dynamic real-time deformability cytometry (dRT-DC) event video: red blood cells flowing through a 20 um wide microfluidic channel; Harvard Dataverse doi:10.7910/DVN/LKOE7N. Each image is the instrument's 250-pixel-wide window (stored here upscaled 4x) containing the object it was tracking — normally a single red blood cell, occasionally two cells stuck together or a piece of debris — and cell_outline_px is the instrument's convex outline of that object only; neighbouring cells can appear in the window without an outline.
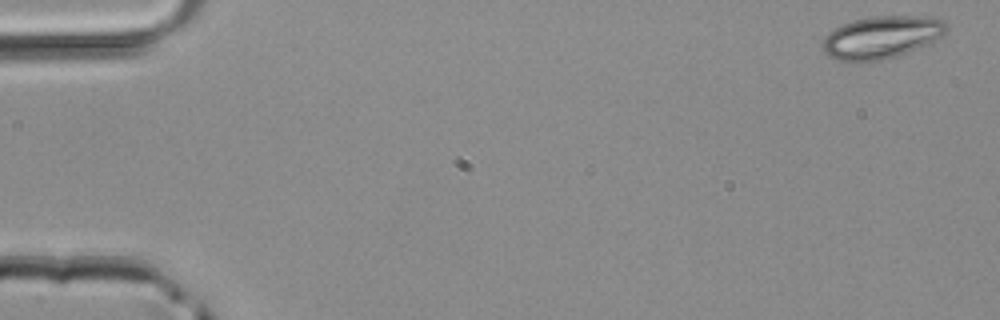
{"species": "common noctule bat (a hibernating species)", "species_latin": "Nyctalus noctula", "temperature_condition": "room temperature", "stored_images_in_passage": 4, "camera_frame_rate_fps": 3000, "um_per_image_px": 0.085, "animal": {"sex": "male", "body_mass_g": 20.4}, "frame": {"image": 1, "passage_image": 1, "time_ms": 0.0, "image_size_px": [1000, 320], "cell_outline_px": [[948, 28], [940, 36], [928, 44], [896, 56], [880, 60], [836, 60], [824, 52], [820, 44], [824, 36], [836, 28], [844, 24], [868, 16], [924, 16], [944, 20], [948, 24]], "centroid_in_image_um": [74.92, 3.15], "position_along_channel_um": 10.1, "area_um2": 30.29}}